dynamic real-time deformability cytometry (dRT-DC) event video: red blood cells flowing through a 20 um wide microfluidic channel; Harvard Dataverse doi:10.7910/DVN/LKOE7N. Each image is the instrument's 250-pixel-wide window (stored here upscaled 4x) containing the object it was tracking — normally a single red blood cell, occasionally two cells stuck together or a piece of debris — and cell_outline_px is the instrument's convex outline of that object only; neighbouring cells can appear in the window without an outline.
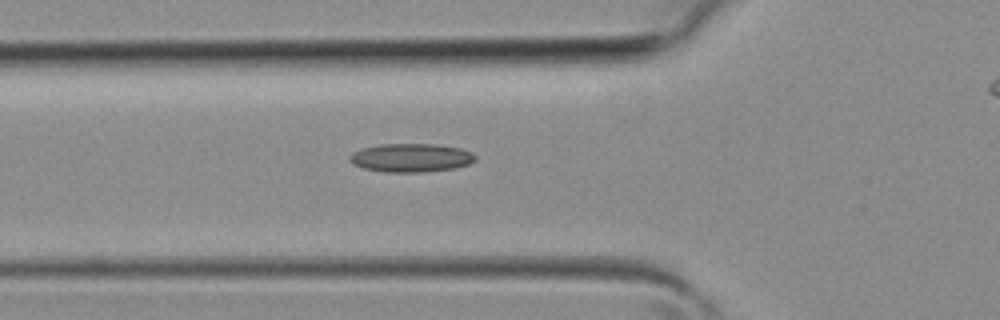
{"species": "common noctule bat (a hibernating species)", "species_latin": "Nyctalus noctula", "temperature_condition": "room temperature", "stored_images_in_passage": 21, "camera_frame_rate_fps": 3000, "um_per_image_px": 0.085, "animal": {"sex": "female", "body_mass_g": 19.3, "forearm_length_mm": 54.1}, "frame": {"image": 1, "passage_image": 6, "time_ms": 1.667, "image_size_px": [1000, 320], "cell_outline_px": [[476, 160], [468, 164], [452, 168], [424, 172], [384, 172], [364, 168], [352, 164], [348, 160], [348, 156], [352, 152], [360, 148], [380, 144], [436, 144], [460, 148], [472, 152], [476, 156]], "centroid_in_image_um": [34.89, 13.4], "position_along_channel_um": 90.9, "area_um2": 21.04}}
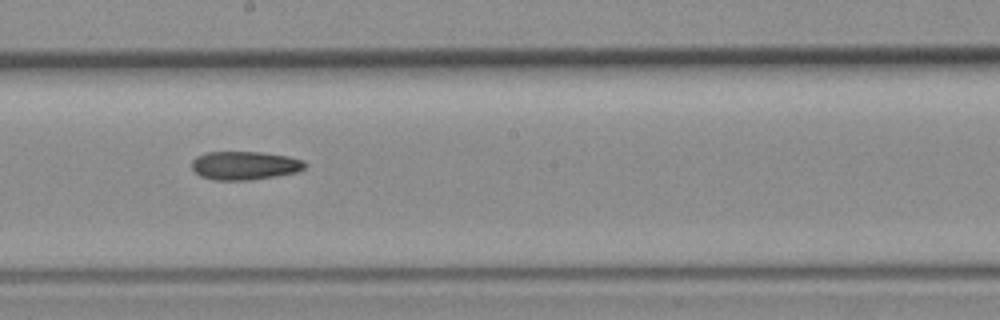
{"frame": {"image": 2, "passage_image": 14, "time_ms": 4.333, "image_size_px": [1000, 320], "cell_outline_px": [[304, 168], [296, 172], [276, 176], [252, 180], [212, 180], [200, 176], [192, 168], [192, 160], [196, 156], [204, 152], [260, 152], [288, 156], [304, 160]], "centroid_in_image_um": [20.76, 14.07], "position_along_channel_um": 227.4, "area_um2": 18.84}}
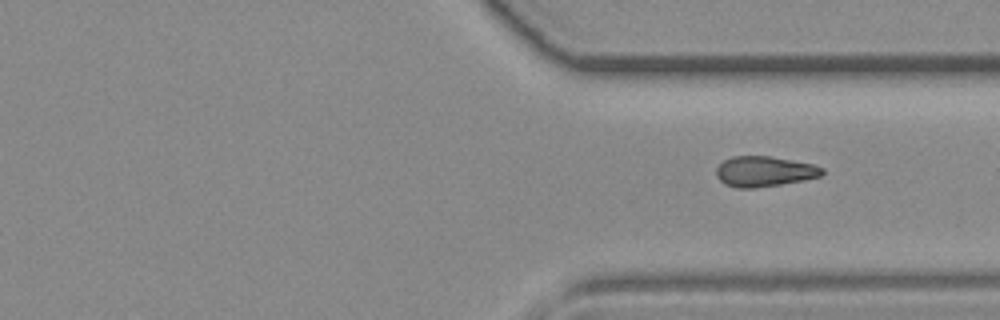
{"frame": {"image": 3, "passage_image": 21, "time_ms": 6.667, "image_size_px": [1000, 320], "cell_outline_px": [[824, 172], [820, 176], [804, 180], [780, 184], [752, 188], [736, 188], [724, 184], [716, 176], [716, 168], [724, 160], [732, 156], [768, 156], [812, 164], [824, 168]], "centroid_in_image_um": [64.94, 14.57], "position_along_channel_um": 346.5, "area_um2": 18.61}}